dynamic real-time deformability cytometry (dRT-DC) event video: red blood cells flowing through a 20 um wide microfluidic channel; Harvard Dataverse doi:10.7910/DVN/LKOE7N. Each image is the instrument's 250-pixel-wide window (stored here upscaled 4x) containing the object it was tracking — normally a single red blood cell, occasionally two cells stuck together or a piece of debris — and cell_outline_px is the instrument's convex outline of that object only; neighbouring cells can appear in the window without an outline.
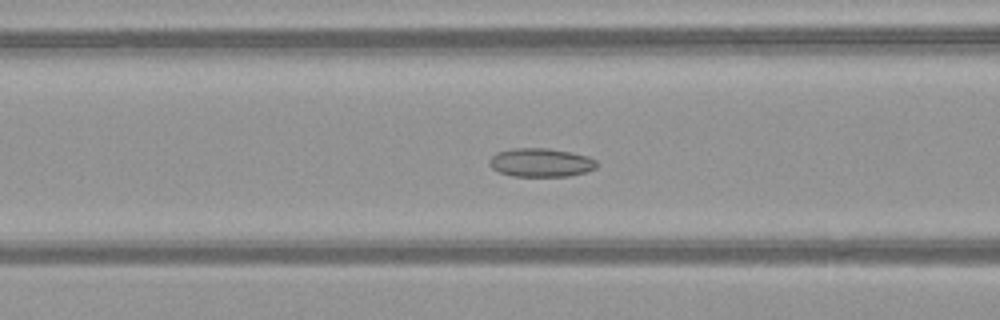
{"species": "common noctule bat (a hibernating species)", "species_latin": "Nyctalus noctula", "temperature_condition": "warm", "stored_images_in_passage": 51, "camera_frame_rate_fps": 3000, "um_per_image_px": 0.085, "animal": {"sex": "female", "body_mass_g": 21.9}, "frame": {"image": 1, "passage_image": 21, "time_ms": 6.667, "image_size_px": [1000, 320], "cell_outline_px": [[596, 168], [584, 172], [568, 176], [512, 176], [500, 172], [492, 168], [488, 164], [488, 160], [496, 152], [512, 148], [548, 148], [588, 156], [596, 160]], "centroid_in_image_um": [45.93, 13.81], "position_along_channel_um": 120.7, "area_um2": 17.86}}
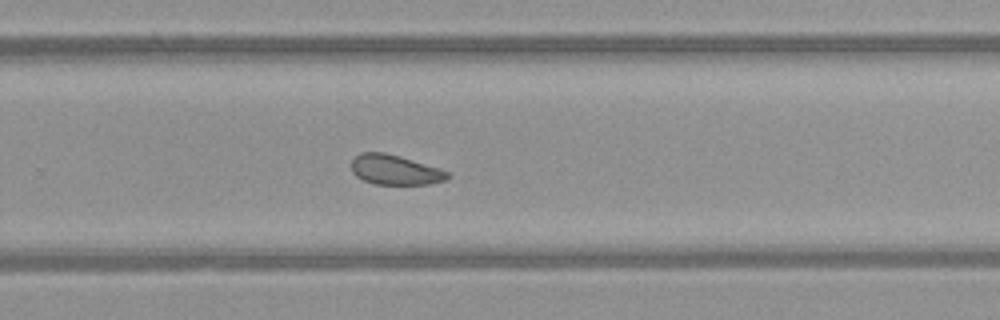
{"frame": {"image": 2, "passage_image": 34, "time_ms": 11.0, "image_size_px": [1000, 320], "cell_outline_px": [[452, 176], [448, 180], [428, 184], [376, 184], [364, 180], [356, 176], [352, 172], [352, 160], [360, 152], [384, 152], [400, 156], [440, 168], [448, 172]], "centroid_in_image_um": [33.61, 14.43], "position_along_channel_um": 296.2, "area_um2": 16.82}}
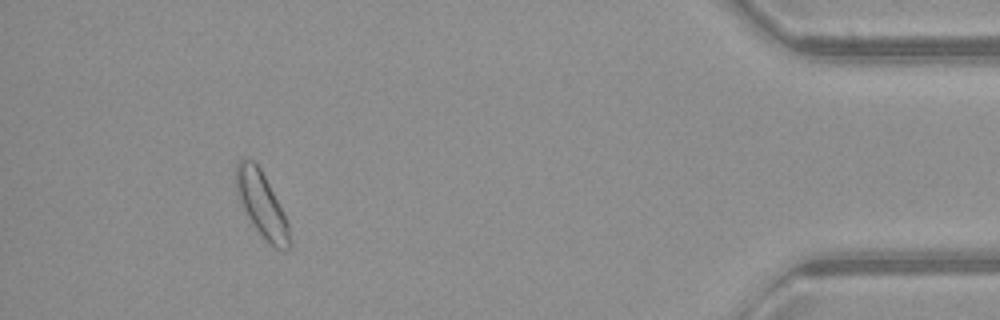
{"frame": {"image": 3, "passage_image": 47, "time_ms": 15.333, "image_size_px": [1000, 320], "cell_outline_px": [[292, 244], [284, 252], [268, 244], [244, 212], [236, 192], [236, 164], [240, 160], [252, 160], [260, 168], [288, 224]], "centroid_in_image_um": [22.24, 17.45], "position_along_channel_um": 413.0, "area_um2": 19.77}, "authors_computed_cell_mechanics": {"area_um2": 18.8428, "velocity_mm_per_s": 4.0602, "shape_relaxation_time_tau1_ms": 8.8009, "shape_relaxation_time_tau2_ms": 5.3455, "deformation_change_tau1": 0.0887, "deformation_change_tau2": 0.1098}}